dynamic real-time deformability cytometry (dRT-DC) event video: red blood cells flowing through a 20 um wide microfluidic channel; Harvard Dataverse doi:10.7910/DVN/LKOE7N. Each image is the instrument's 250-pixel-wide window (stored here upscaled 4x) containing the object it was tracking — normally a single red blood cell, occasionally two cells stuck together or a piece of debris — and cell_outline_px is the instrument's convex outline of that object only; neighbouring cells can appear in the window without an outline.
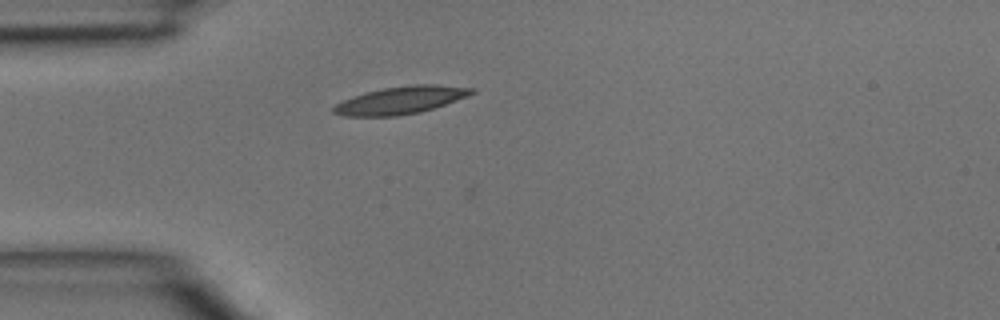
{"species": "common noctule bat (a hibernating species)", "species_latin": "Nyctalus noctula", "temperature_condition": "room temperature", "stored_images_in_passage": 3, "camera_frame_rate_fps": 3000, "um_per_image_px": 0.085, "animal": {"sex": "male", "body_mass_g": 15.6}, "frame": {"image": 1, "passage_image": 3, "time_ms": 0.667, "image_size_px": [1000, 320], "cell_outline_px": [[476, 92], [468, 96], [420, 112], [396, 116], [344, 116], [332, 112], [332, 108], [336, 104], [352, 96], [384, 88], [412, 84], [436, 84], [476, 88]], "centroid_in_image_um": [34.08, 8.51], "position_along_channel_um": 50.9, "area_um2": 22.02}}